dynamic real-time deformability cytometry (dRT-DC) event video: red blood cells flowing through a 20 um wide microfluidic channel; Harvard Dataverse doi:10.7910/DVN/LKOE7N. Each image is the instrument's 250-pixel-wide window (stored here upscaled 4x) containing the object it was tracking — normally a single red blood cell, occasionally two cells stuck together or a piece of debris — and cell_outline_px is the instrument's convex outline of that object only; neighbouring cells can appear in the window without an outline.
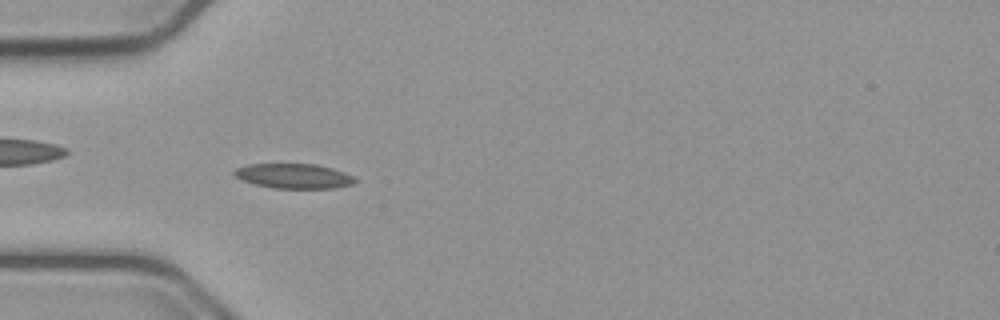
{"species": "common noctule bat (a hibernating species)", "species_latin": "Nyctalus noctula", "temperature_condition": "cold", "stored_images_in_passage": 54, "camera_frame_rate_fps": 3000, "um_per_image_px": 0.085, "animal": {"sex": "male", "body_mass_g": 23.1, "forearm_length_mm": 52.7}, "frame": {"image": 1, "passage_image": 16, "time_ms": 5.0, "image_size_px": [1000, 320], "cell_outline_px": [[360, 180], [352, 184], [332, 188], [272, 188], [256, 184], [244, 180], [236, 176], [232, 172], [236, 168], [248, 164], [316, 164], [332, 168], [344, 172]], "centroid_in_image_um": [25.0, 14.96], "position_along_channel_um": 60.0, "area_um2": 17.34}}
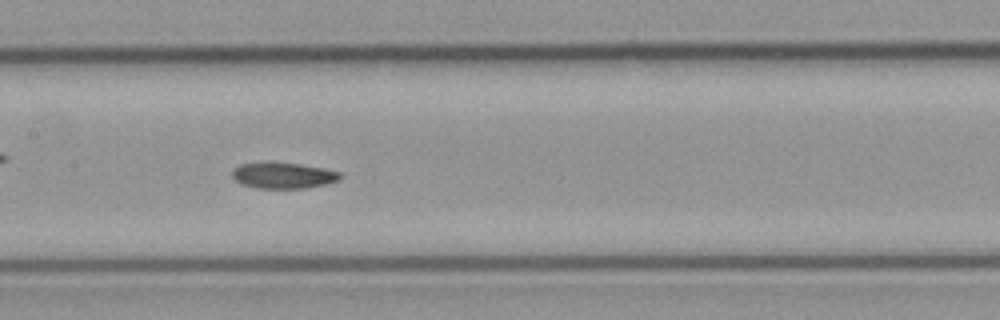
{"frame": {"image": 2, "passage_image": 26, "time_ms": 8.333, "image_size_px": [1000, 320], "cell_outline_px": [[344, 176], [340, 180], [324, 184], [304, 188], [256, 188], [240, 184], [232, 176], [232, 172], [240, 164], [300, 164], [324, 168], [340, 172]], "centroid_in_image_um": [24.13, 14.94], "position_along_channel_um": 183.3, "area_um2": 15.9}}
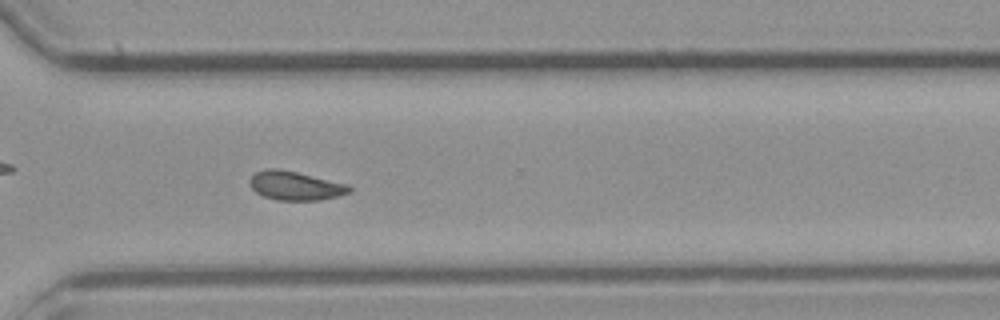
{"frame": {"image": 3, "passage_image": 39, "time_ms": 12.667, "image_size_px": [1000, 320], "cell_outline_px": [[352, 192], [340, 196], [320, 200], [276, 200], [264, 196], [256, 192], [252, 188], [248, 180], [256, 172], [268, 168], [280, 168], [348, 184], [352, 188]], "centroid_in_image_um": [25.13, 15.78], "position_along_channel_um": 345.5, "area_um2": 16.88}, "authors_computed_cell_mechanics": {"area_um2": 16.7042, "velocity_mm_per_s": 3.7579, "shape_relaxation_time_tau1_ms": null, "shape_relaxation_time_tau2_ms": 4.7387, "deformation_change_tau1": null, "deformation_change_tau2": 0.0718}}